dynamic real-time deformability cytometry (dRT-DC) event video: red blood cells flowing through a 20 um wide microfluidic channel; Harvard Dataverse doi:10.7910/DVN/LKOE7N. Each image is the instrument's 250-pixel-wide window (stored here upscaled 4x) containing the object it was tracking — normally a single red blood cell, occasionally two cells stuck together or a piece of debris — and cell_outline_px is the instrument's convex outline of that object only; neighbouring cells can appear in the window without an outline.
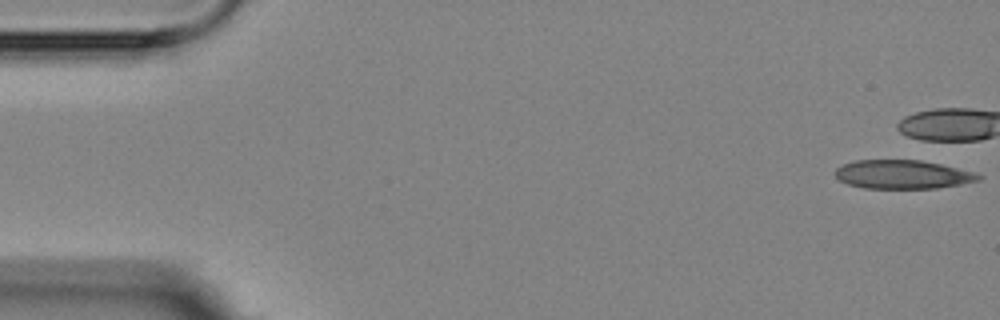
{"species": "Egyptian fruit bat (a non-hibernating species)", "species_latin": "Rousettus aegyptiacus", "temperature_condition": "room temperature", "stored_images_in_passage": 5, "camera_frame_rate_fps": 3000, "um_per_image_px": 0.085, "animal": {"sex": "female"}, "frame": {"image": 1, "passage_image": 1, "time_ms": 0.0, "image_size_px": [1000, 320], "cell_outline_px": [[984, 176], [980, 180], [960, 184], [936, 188], [864, 188], [848, 184], [840, 180], [836, 176], [836, 168], [844, 164], [856, 160], [920, 160], [940, 164], [972, 172]], "centroid_in_image_um": [76.72, 14.83], "position_along_channel_um": 8.3, "area_um2": 23.7}}